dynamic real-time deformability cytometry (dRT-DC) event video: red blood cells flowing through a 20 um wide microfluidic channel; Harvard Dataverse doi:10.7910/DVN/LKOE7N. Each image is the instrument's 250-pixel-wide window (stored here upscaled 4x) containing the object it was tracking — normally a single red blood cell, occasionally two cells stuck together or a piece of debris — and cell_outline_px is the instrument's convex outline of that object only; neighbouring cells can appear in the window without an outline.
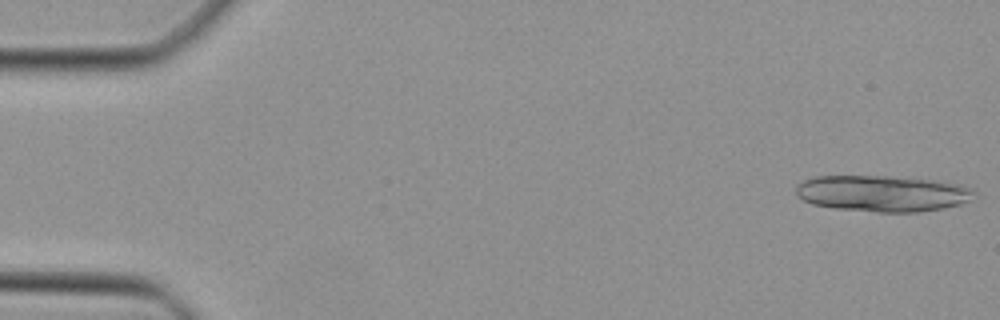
{"species": "Egyptian fruit bat (a non-hibernating species)", "species_latin": "Rousettus aegyptiacus", "temperature_condition": "cold", "stored_images_in_passage": 14, "camera_frame_rate_fps": 3000, "um_per_image_px": 0.085, "animal": {"sex": "female"}, "frame": {"image": 1, "passage_image": 1, "time_ms": 0.0, "image_size_px": [1000, 320], "cell_outline_px": [[976, 200], [944, 208], [920, 212], [876, 212], [832, 208], [812, 204], [804, 200], [796, 192], [796, 184], [804, 180], [816, 176], [888, 176], [940, 180], [960, 184], [972, 188], [976, 192]], "centroid_in_image_um": [75.09, 16.44], "position_along_channel_um": 9.9, "area_um2": 38.21}}